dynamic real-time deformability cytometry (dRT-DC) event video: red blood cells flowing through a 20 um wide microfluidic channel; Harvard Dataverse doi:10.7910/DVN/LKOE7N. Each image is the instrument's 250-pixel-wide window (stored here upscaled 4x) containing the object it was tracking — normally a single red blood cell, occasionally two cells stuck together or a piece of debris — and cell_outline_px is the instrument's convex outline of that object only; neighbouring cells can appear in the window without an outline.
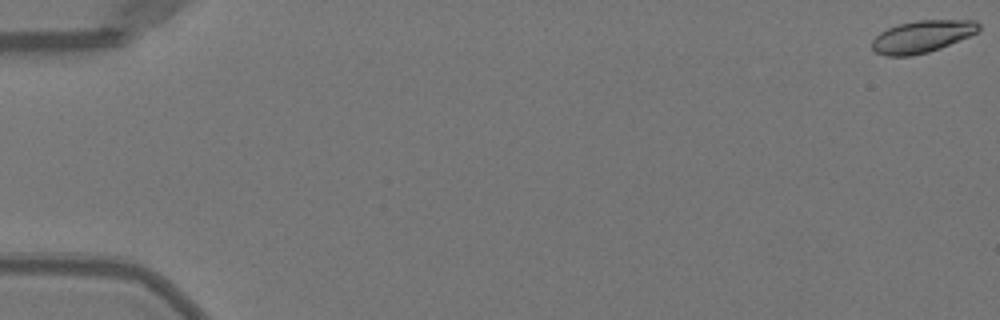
{"species": "Egyptian fruit bat (a non-hibernating species)", "species_latin": "Rousettus aegyptiacus", "temperature_condition": "warm", "stored_images_in_passage": 52, "camera_frame_rate_fps": 3000, "um_per_image_px": 0.085, "animal": {"sex": "female"}, "frame": {"image": 1, "passage_image": 1, "time_ms": 0.0, "image_size_px": [1000, 320], "cell_outline_px": [[980, 28], [976, 32], [968, 36], [940, 48], [928, 52], [912, 56], [884, 56], [876, 52], [872, 48], [872, 40], [880, 32], [888, 28], [900, 24], [920, 20], [976, 20], [980, 24]], "centroid_in_image_um": [78.36, 3.11], "position_along_channel_um": 6.6, "area_um2": 19.83}}
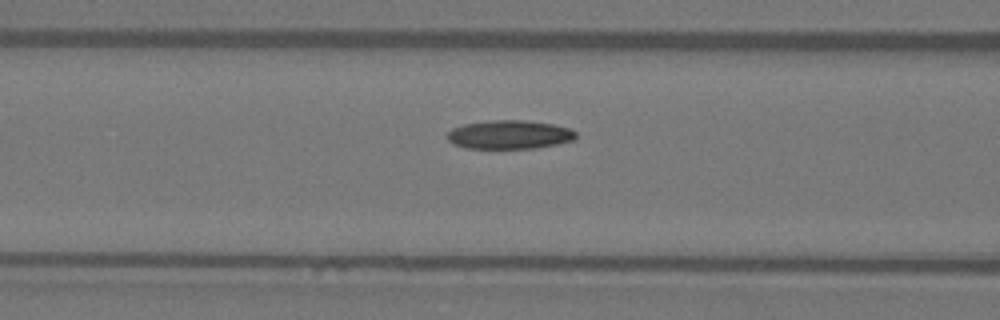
{"frame": {"image": 2, "passage_image": 22, "time_ms": 7.0, "image_size_px": [1000, 320], "cell_outline_px": [[576, 136], [572, 140], [556, 144], [536, 148], [464, 148], [452, 144], [448, 140], [448, 132], [452, 128], [464, 124], [488, 120], [524, 120], [552, 124], [568, 128], [576, 132]], "centroid_in_image_um": [43.26, 11.44], "position_along_channel_um": 123.3, "area_um2": 21.44}}
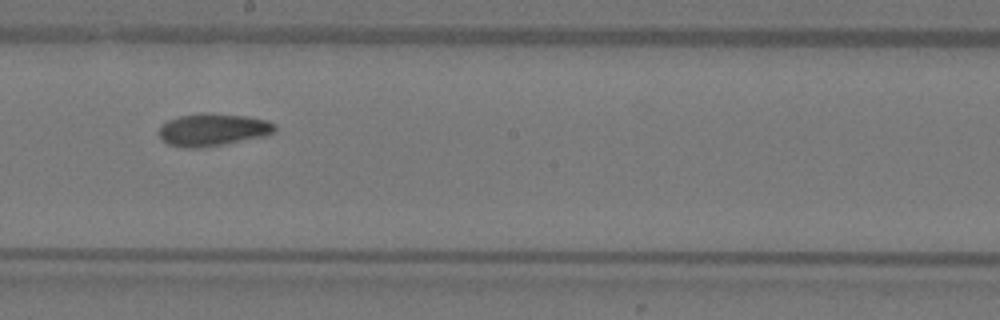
{"frame": {"image": 3, "passage_image": 30, "time_ms": 9.667, "image_size_px": [1000, 320], "cell_outline_px": [[276, 128], [272, 132], [264, 136], [200, 148], [180, 148], [168, 144], [160, 140], [160, 128], [168, 120], [180, 116], [200, 112], [208, 112], [248, 116], [268, 120], [276, 124]], "centroid_in_image_um": [18.07, 11.01], "position_along_channel_um": 230.1, "area_um2": 22.02}, "authors_computed_cell_mechanics": {"area_um2": 21.2415, "velocity_mm_per_s": 4.0093, "shape_relaxation_time_tau1_ms": 6.1197, "shape_relaxation_time_tau2_ms": 3.2125, "deformation_change_tau1": 0.1674, "deformation_change_tau2": 0.0726}}